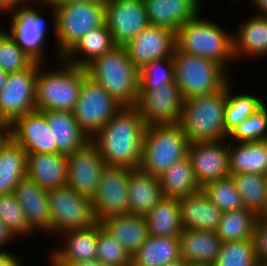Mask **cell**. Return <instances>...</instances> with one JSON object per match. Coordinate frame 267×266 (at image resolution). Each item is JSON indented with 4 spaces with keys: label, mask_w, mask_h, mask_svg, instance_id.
Segmentation results:
<instances>
[{
    "label": "cell",
    "mask_w": 267,
    "mask_h": 266,
    "mask_svg": "<svg viewBox=\"0 0 267 266\" xmlns=\"http://www.w3.org/2000/svg\"><path fill=\"white\" fill-rule=\"evenodd\" d=\"M236 189L241 195L245 209L255 212L259 217H266V176L255 173L230 174Z\"/></svg>",
    "instance_id": "obj_37"
},
{
    "label": "cell",
    "mask_w": 267,
    "mask_h": 266,
    "mask_svg": "<svg viewBox=\"0 0 267 266\" xmlns=\"http://www.w3.org/2000/svg\"><path fill=\"white\" fill-rule=\"evenodd\" d=\"M189 145L179 124L147 126L139 168L160 177L173 163L187 155Z\"/></svg>",
    "instance_id": "obj_8"
},
{
    "label": "cell",
    "mask_w": 267,
    "mask_h": 266,
    "mask_svg": "<svg viewBox=\"0 0 267 266\" xmlns=\"http://www.w3.org/2000/svg\"><path fill=\"white\" fill-rule=\"evenodd\" d=\"M14 194L24 211L29 227L37 236L44 234L51 239L52 219L48 191L41 188L34 180L24 177L15 187Z\"/></svg>",
    "instance_id": "obj_22"
},
{
    "label": "cell",
    "mask_w": 267,
    "mask_h": 266,
    "mask_svg": "<svg viewBox=\"0 0 267 266\" xmlns=\"http://www.w3.org/2000/svg\"><path fill=\"white\" fill-rule=\"evenodd\" d=\"M252 240L258 263L267 266V217L258 218Z\"/></svg>",
    "instance_id": "obj_46"
},
{
    "label": "cell",
    "mask_w": 267,
    "mask_h": 266,
    "mask_svg": "<svg viewBox=\"0 0 267 266\" xmlns=\"http://www.w3.org/2000/svg\"><path fill=\"white\" fill-rule=\"evenodd\" d=\"M138 70L155 60L170 58L176 49V33L148 25L124 46Z\"/></svg>",
    "instance_id": "obj_18"
},
{
    "label": "cell",
    "mask_w": 267,
    "mask_h": 266,
    "mask_svg": "<svg viewBox=\"0 0 267 266\" xmlns=\"http://www.w3.org/2000/svg\"><path fill=\"white\" fill-rule=\"evenodd\" d=\"M145 122L135 106L122 108L91 139L110 167L139 168Z\"/></svg>",
    "instance_id": "obj_1"
},
{
    "label": "cell",
    "mask_w": 267,
    "mask_h": 266,
    "mask_svg": "<svg viewBox=\"0 0 267 266\" xmlns=\"http://www.w3.org/2000/svg\"><path fill=\"white\" fill-rule=\"evenodd\" d=\"M35 0H0V17L4 14L27 4L33 3Z\"/></svg>",
    "instance_id": "obj_49"
},
{
    "label": "cell",
    "mask_w": 267,
    "mask_h": 266,
    "mask_svg": "<svg viewBox=\"0 0 267 266\" xmlns=\"http://www.w3.org/2000/svg\"><path fill=\"white\" fill-rule=\"evenodd\" d=\"M187 155L201 188L230 176L227 139L191 143Z\"/></svg>",
    "instance_id": "obj_17"
},
{
    "label": "cell",
    "mask_w": 267,
    "mask_h": 266,
    "mask_svg": "<svg viewBox=\"0 0 267 266\" xmlns=\"http://www.w3.org/2000/svg\"><path fill=\"white\" fill-rule=\"evenodd\" d=\"M180 257L186 263L212 265L222 246L215 231L183 229L179 236Z\"/></svg>",
    "instance_id": "obj_28"
},
{
    "label": "cell",
    "mask_w": 267,
    "mask_h": 266,
    "mask_svg": "<svg viewBox=\"0 0 267 266\" xmlns=\"http://www.w3.org/2000/svg\"><path fill=\"white\" fill-rule=\"evenodd\" d=\"M96 260L106 266H131L132 256L125 247L108 234L98 222V245Z\"/></svg>",
    "instance_id": "obj_42"
},
{
    "label": "cell",
    "mask_w": 267,
    "mask_h": 266,
    "mask_svg": "<svg viewBox=\"0 0 267 266\" xmlns=\"http://www.w3.org/2000/svg\"><path fill=\"white\" fill-rule=\"evenodd\" d=\"M0 126H8L0 117Z\"/></svg>",
    "instance_id": "obj_57"
},
{
    "label": "cell",
    "mask_w": 267,
    "mask_h": 266,
    "mask_svg": "<svg viewBox=\"0 0 267 266\" xmlns=\"http://www.w3.org/2000/svg\"><path fill=\"white\" fill-rule=\"evenodd\" d=\"M14 241L18 242V244L19 242H22L3 222L0 221V251H5V249L8 251L10 250V246L18 245L14 244Z\"/></svg>",
    "instance_id": "obj_47"
},
{
    "label": "cell",
    "mask_w": 267,
    "mask_h": 266,
    "mask_svg": "<svg viewBox=\"0 0 267 266\" xmlns=\"http://www.w3.org/2000/svg\"><path fill=\"white\" fill-rule=\"evenodd\" d=\"M45 1L49 5H52L54 8L75 2H106V0H45Z\"/></svg>",
    "instance_id": "obj_52"
},
{
    "label": "cell",
    "mask_w": 267,
    "mask_h": 266,
    "mask_svg": "<svg viewBox=\"0 0 267 266\" xmlns=\"http://www.w3.org/2000/svg\"><path fill=\"white\" fill-rule=\"evenodd\" d=\"M8 75H9V73L0 69V90L5 85Z\"/></svg>",
    "instance_id": "obj_54"
},
{
    "label": "cell",
    "mask_w": 267,
    "mask_h": 266,
    "mask_svg": "<svg viewBox=\"0 0 267 266\" xmlns=\"http://www.w3.org/2000/svg\"><path fill=\"white\" fill-rule=\"evenodd\" d=\"M203 11L179 27L176 33V48L214 61L234 77V72L230 70L232 66L235 67L232 64L235 62L233 30L229 27L226 29V26L223 27L217 20L203 16Z\"/></svg>",
    "instance_id": "obj_3"
},
{
    "label": "cell",
    "mask_w": 267,
    "mask_h": 266,
    "mask_svg": "<svg viewBox=\"0 0 267 266\" xmlns=\"http://www.w3.org/2000/svg\"><path fill=\"white\" fill-rule=\"evenodd\" d=\"M54 9L56 50L62 58L86 33L106 24L105 2H75Z\"/></svg>",
    "instance_id": "obj_9"
},
{
    "label": "cell",
    "mask_w": 267,
    "mask_h": 266,
    "mask_svg": "<svg viewBox=\"0 0 267 266\" xmlns=\"http://www.w3.org/2000/svg\"><path fill=\"white\" fill-rule=\"evenodd\" d=\"M51 266H106L98 260L82 261L76 263H48Z\"/></svg>",
    "instance_id": "obj_51"
},
{
    "label": "cell",
    "mask_w": 267,
    "mask_h": 266,
    "mask_svg": "<svg viewBox=\"0 0 267 266\" xmlns=\"http://www.w3.org/2000/svg\"><path fill=\"white\" fill-rule=\"evenodd\" d=\"M67 166V185L79 195L92 200L106 166L98 146L92 140L88 141L83 147L67 155Z\"/></svg>",
    "instance_id": "obj_15"
},
{
    "label": "cell",
    "mask_w": 267,
    "mask_h": 266,
    "mask_svg": "<svg viewBox=\"0 0 267 266\" xmlns=\"http://www.w3.org/2000/svg\"><path fill=\"white\" fill-rule=\"evenodd\" d=\"M9 137L27 154L56 153V141L41 111L16 118L9 126Z\"/></svg>",
    "instance_id": "obj_19"
},
{
    "label": "cell",
    "mask_w": 267,
    "mask_h": 266,
    "mask_svg": "<svg viewBox=\"0 0 267 266\" xmlns=\"http://www.w3.org/2000/svg\"><path fill=\"white\" fill-rule=\"evenodd\" d=\"M52 219V238L77 229H88L97 224L91 199L79 195L68 185L48 191Z\"/></svg>",
    "instance_id": "obj_10"
},
{
    "label": "cell",
    "mask_w": 267,
    "mask_h": 266,
    "mask_svg": "<svg viewBox=\"0 0 267 266\" xmlns=\"http://www.w3.org/2000/svg\"><path fill=\"white\" fill-rule=\"evenodd\" d=\"M172 57L155 60L139 70V90H151L174 82Z\"/></svg>",
    "instance_id": "obj_45"
},
{
    "label": "cell",
    "mask_w": 267,
    "mask_h": 266,
    "mask_svg": "<svg viewBox=\"0 0 267 266\" xmlns=\"http://www.w3.org/2000/svg\"><path fill=\"white\" fill-rule=\"evenodd\" d=\"M266 179H267V175H266ZM266 217H267V196H266Z\"/></svg>",
    "instance_id": "obj_59"
},
{
    "label": "cell",
    "mask_w": 267,
    "mask_h": 266,
    "mask_svg": "<svg viewBox=\"0 0 267 266\" xmlns=\"http://www.w3.org/2000/svg\"><path fill=\"white\" fill-rule=\"evenodd\" d=\"M163 266H186V262L183 259H180L178 261L164 264Z\"/></svg>",
    "instance_id": "obj_55"
},
{
    "label": "cell",
    "mask_w": 267,
    "mask_h": 266,
    "mask_svg": "<svg viewBox=\"0 0 267 266\" xmlns=\"http://www.w3.org/2000/svg\"><path fill=\"white\" fill-rule=\"evenodd\" d=\"M183 104L180 88L174 81L156 89L139 90L135 107L147 127L179 124Z\"/></svg>",
    "instance_id": "obj_13"
},
{
    "label": "cell",
    "mask_w": 267,
    "mask_h": 266,
    "mask_svg": "<svg viewBox=\"0 0 267 266\" xmlns=\"http://www.w3.org/2000/svg\"><path fill=\"white\" fill-rule=\"evenodd\" d=\"M227 84L217 92L184 100L179 125L190 144L225 139Z\"/></svg>",
    "instance_id": "obj_6"
},
{
    "label": "cell",
    "mask_w": 267,
    "mask_h": 266,
    "mask_svg": "<svg viewBox=\"0 0 267 266\" xmlns=\"http://www.w3.org/2000/svg\"><path fill=\"white\" fill-rule=\"evenodd\" d=\"M183 229L216 231L222 211L201 189L198 193L178 199Z\"/></svg>",
    "instance_id": "obj_26"
},
{
    "label": "cell",
    "mask_w": 267,
    "mask_h": 266,
    "mask_svg": "<svg viewBox=\"0 0 267 266\" xmlns=\"http://www.w3.org/2000/svg\"><path fill=\"white\" fill-rule=\"evenodd\" d=\"M259 216L248 209L223 212L216 229L223 242L251 240Z\"/></svg>",
    "instance_id": "obj_38"
},
{
    "label": "cell",
    "mask_w": 267,
    "mask_h": 266,
    "mask_svg": "<svg viewBox=\"0 0 267 266\" xmlns=\"http://www.w3.org/2000/svg\"><path fill=\"white\" fill-rule=\"evenodd\" d=\"M42 8L44 9L43 11H49L48 13L51 17L49 20L52 22L51 27V24L47 22L48 19H45L47 16H44L45 13L42 14L41 12ZM5 15H9V17L6 18H9L8 24L10 26L4 29L7 30L16 44L33 60V62L44 64L51 62L49 59L52 58H54L52 59L53 62L62 59L56 50L55 9L52 5H49L45 0H35L31 4L18 7ZM49 28L52 32L49 31ZM50 33H53L54 36L49 39L48 36ZM52 38H54V51H52L54 55L51 58V56H49L51 54L47 52V46H50L49 40ZM46 42H48V45ZM47 56L50 58L47 59Z\"/></svg>",
    "instance_id": "obj_2"
},
{
    "label": "cell",
    "mask_w": 267,
    "mask_h": 266,
    "mask_svg": "<svg viewBox=\"0 0 267 266\" xmlns=\"http://www.w3.org/2000/svg\"><path fill=\"white\" fill-rule=\"evenodd\" d=\"M26 166V151L9 137L0 147V194L14 193Z\"/></svg>",
    "instance_id": "obj_33"
},
{
    "label": "cell",
    "mask_w": 267,
    "mask_h": 266,
    "mask_svg": "<svg viewBox=\"0 0 267 266\" xmlns=\"http://www.w3.org/2000/svg\"><path fill=\"white\" fill-rule=\"evenodd\" d=\"M242 19L236 24L235 30L233 29L235 64L241 60L248 63L262 59V62L267 61V16L251 12V15Z\"/></svg>",
    "instance_id": "obj_21"
},
{
    "label": "cell",
    "mask_w": 267,
    "mask_h": 266,
    "mask_svg": "<svg viewBox=\"0 0 267 266\" xmlns=\"http://www.w3.org/2000/svg\"><path fill=\"white\" fill-rule=\"evenodd\" d=\"M13 250L0 251V266H26V261ZM25 264V265H24Z\"/></svg>",
    "instance_id": "obj_48"
},
{
    "label": "cell",
    "mask_w": 267,
    "mask_h": 266,
    "mask_svg": "<svg viewBox=\"0 0 267 266\" xmlns=\"http://www.w3.org/2000/svg\"><path fill=\"white\" fill-rule=\"evenodd\" d=\"M51 64H54V67L50 63H40L38 68L36 110L73 112L87 71L69 64L63 58Z\"/></svg>",
    "instance_id": "obj_4"
},
{
    "label": "cell",
    "mask_w": 267,
    "mask_h": 266,
    "mask_svg": "<svg viewBox=\"0 0 267 266\" xmlns=\"http://www.w3.org/2000/svg\"><path fill=\"white\" fill-rule=\"evenodd\" d=\"M263 140H267V102L227 136L235 143Z\"/></svg>",
    "instance_id": "obj_43"
},
{
    "label": "cell",
    "mask_w": 267,
    "mask_h": 266,
    "mask_svg": "<svg viewBox=\"0 0 267 266\" xmlns=\"http://www.w3.org/2000/svg\"><path fill=\"white\" fill-rule=\"evenodd\" d=\"M229 2H237L238 0H228Z\"/></svg>",
    "instance_id": "obj_60"
},
{
    "label": "cell",
    "mask_w": 267,
    "mask_h": 266,
    "mask_svg": "<svg viewBox=\"0 0 267 266\" xmlns=\"http://www.w3.org/2000/svg\"><path fill=\"white\" fill-rule=\"evenodd\" d=\"M3 22H1L0 20V31L4 28L3 26H5L4 24H2ZM2 25V26H1Z\"/></svg>",
    "instance_id": "obj_58"
},
{
    "label": "cell",
    "mask_w": 267,
    "mask_h": 266,
    "mask_svg": "<svg viewBox=\"0 0 267 266\" xmlns=\"http://www.w3.org/2000/svg\"><path fill=\"white\" fill-rule=\"evenodd\" d=\"M40 63L9 73L0 90V117L9 126L16 118L36 110V83Z\"/></svg>",
    "instance_id": "obj_12"
},
{
    "label": "cell",
    "mask_w": 267,
    "mask_h": 266,
    "mask_svg": "<svg viewBox=\"0 0 267 266\" xmlns=\"http://www.w3.org/2000/svg\"><path fill=\"white\" fill-rule=\"evenodd\" d=\"M186 266H211V265L199 264V263H186Z\"/></svg>",
    "instance_id": "obj_56"
},
{
    "label": "cell",
    "mask_w": 267,
    "mask_h": 266,
    "mask_svg": "<svg viewBox=\"0 0 267 266\" xmlns=\"http://www.w3.org/2000/svg\"><path fill=\"white\" fill-rule=\"evenodd\" d=\"M234 77L227 83V97L225 108V139L227 136L242 124L247 117L253 115L267 101L263 99L262 94L251 93L252 89L236 92L237 87L233 83ZM234 84V86H233ZM236 89V90H235ZM248 91V92H244Z\"/></svg>",
    "instance_id": "obj_32"
},
{
    "label": "cell",
    "mask_w": 267,
    "mask_h": 266,
    "mask_svg": "<svg viewBox=\"0 0 267 266\" xmlns=\"http://www.w3.org/2000/svg\"><path fill=\"white\" fill-rule=\"evenodd\" d=\"M0 221L21 241L34 238L37 234L29 227L24 211L14 193L0 194Z\"/></svg>",
    "instance_id": "obj_39"
},
{
    "label": "cell",
    "mask_w": 267,
    "mask_h": 266,
    "mask_svg": "<svg viewBox=\"0 0 267 266\" xmlns=\"http://www.w3.org/2000/svg\"><path fill=\"white\" fill-rule=\"evenodd\" d=\"M54 238L52 242L55 240L59 245L56 243L57 247L52 246L50 250L46 249L47 254L45 252V255H48L46 263H76L96 260L98 223L88 229L62 232Z\"/></svg>",
    "instance_id": "obj_20"
},
{
    "label": "cell",
    "mask_w": 267,
    "mask_h": 266,
    "mask_svg": "<svg viewBox=\"0 0 267 266\" xmlns=\"http://www.w3.org/2000/svg\"><path fill=\"white\" fill-rule=\"evenodd\" d=\"M201 189L222 212L244 208L241 195L230 176L208 182Z\"/></svg>",
    "instance_id": "obj_40"
},
{
    "label": "cell",
    "mask_w": 267,
    "mask_h": 266,
    "mask_svg": "<svg viewBox=\"0 0 267 266\" xmlns=\"http://www.w3.org/2000/svg\"><path fill=\"white\" fill-rule=\"evenodd\" d=\"M115 46L109 28L104 24L86 33L63 59L69 64L85 68Z\"/></svg>",
    "instance_id": "obj_31"
},
{
    "label": "cell",
    "mask_w": 267,
    "mask_h": 266,
    "mask_svg": "<svg viewBox=\"0 0 267 266\" xmlns=\"http://www.w3.org/2000/svg\"><path fill=\"white\" fill-rule=\"evenodd\" d=\"M172 61L175 82L184 100L217 92L233 78L220 64L177 48Z\"/></svg>",
    "instance_id": "obj_7"
},
{
    "label": "cell",
    "mask_w": 267,
    "mask_h": 266,
    "mask_svg": "<svg viewBox=\"0 0 267 266\" xmlns=\"http://www.w3.org/2000/svg\"><path fill=\"white\" fill-rule=\"evenodd\" d=\"M67 169L65 154H27L26 177L46 191L67 185Z\"/></svg>",
    "instance_id": "obj_24"
},
{
    "label": "cell",
    "mask_w": 267,
    "mask_h": 266,
    "mask_svg": "<svg viewBox=\"0 0 267 266\" xmlns=\"http://www.w3.org/2000/svg\"><path fill=\"white\" fill-rule=\"evenodd\" d=\"M244 0H238L237 2H231V4L236 5L235 8H240L239 6L244 5L243 2ZM248 1L249 5L251 6V11L252 13L259 14L262 16H267V0H246ZM241 2V3H239ZM240 4V5H239Z\"/></svg>",
    "instance_id": "obj_50"
},
{
    "label": "cell",
    "mask_w": 267,
    "mask_h": 266,
    "mask_svg": "<svg viewBox=\"0 0 267 266\" xmlns=\"http://www.w3.org/2000/svg\"><path fill=\"white\" fill-rule=\"evenodd\" d=\"M159 179L165 197L179 199L201 190L188 155L173 163Z\"/></svg>",
    "instance_id": "obj_35"
},
{
    "label": "cell",
    "mask_w": 267,
    "mask_h": 266,
    "mask_svg": "<svg viewBox=\"0 0 267 266\" xmlns=\"http://www.w3.org/2000/svg\"><path fill=\"white\" fill-rule=\"evenodd\" d=\"M149 234L160 237H179L183 232L178 199L163 197L145 216Z\"/></svg>",
    "instance_id": "obj_36"
},
{
    "label": "cell",
    "mask_w": 267,
    "mask_h": 266,
    "mask_svg": "<svg viewBox=\"0 0 267 266\" xmlns=\"http://www.w3.org/2000/svg\"><path fill=\"white\" fill-rule=\"evenodd\" d=\"M129 176L128 168L105 166L102 170L96 195L91 200L97 222L128 214Z\"/></svg>",
    "instance_id": "obj_14"
},
{
    "label": "cell",
    "mask_w": 267,
    "mask_h": 266,
    "mask_svg": "<svg viewBox=\"0 0 267 266\" xmlns=\"http://www.w3.org/2000/svg\"><path fill=\"white\" fill-rule=\"evenodd\" d=\"M87 75L97 81L122 106H135L139 93V70L124 46L116 45L85 67Z\"/></svg>",
    "instance_id": "obj_5"
},
{
    "label": "cell",
    "mask_w": 267,
    "mask_h": 266,
    "mask_svg": "<svg viewBox=\"0 0 267 266\" xmlns=\"http://www.w3.org/2000/svg\"><path fill=\"white\" fill-rule=\"evenodd\" d=\"M105 5V23L115 45L125 46L150 25L143 0H106Z\"/></svg>",
    "instance_id": "obj_16"
},
{
    "label": "cell",
    "mask_w": 267,
    "mask_h": 266,
    "mask_svg": "<svg viewBox=\"0 0 267 266\" xmlns=\"http://www.w3.org/2000/svg\"><path fill=\"white\" fill-rule=\"evenodd\" d=\"M9 138V127L0 126V147Z\"/></svg>",
    "instance_id": "obj_53"
},
{
    "label": "cell",
    "mask_w": 267,
    "mask_h": 266,
    "mask_svg": "<svg viewBox=\"0 0 267 266\" xmlns=\"http://www.w3.org/2000/svg\"><path fill=\"white\" fill-rule=\"evenodd\" d=\"M230 174L255 173L267 175V140L228 142Z\"/></svg>",
    "instance_id": "obj_30"
},
{
    "label": "cell",
    "mask_w": 267,
    "mask_h": 266,
    "mask_svg": "<svg viewBox=\"0 0 267 266\" xmlns=\"http://www.w3.org/2000/svg\"><path fill=\"white\" fill-rule=\"evenodd\" d=\"M100 225L109 235L117 239L133 256L150 236L145 216L124 214L107 217Z\"/></svg>",
    "instance_id": "obj_27"
},
{
    "label": "cell",
    "mask_w": 267,
    "mask_h": 266,
    "mask_svg": "<svg viewBox=\"0 0 267 266\" xmlns=\"http://www.w3.org/2000/svg\"><path fill=\"white\" fill-rule=\"evenodd\" d=\"M121 108L122 105L97 81L86 75L73 115L91 140Z\"/></svg>",
    "instance_id": "obj_11"
},
{
    "label": "cell",
    "mask_w": 267,
    "mask_h": 266,
    "mask_svg": "<svg viewBox=\"0 0 267 266\" xmlns=\"http://www.w3.org/2000/svg\"><path fill=\"white\" fill-rule=\"evenodd\" d=\"M56 141V153L71 154L83 147L90 139L81 130L73 112L48 110L41 111Z\"/></svg>",
    "instance_id": "obj_29"
},
{
    "label": "cell",
    "mask_w": 267,
    "mask_h": 266,
    "mask_svg": "<svg viewBox=\"0 0 267 266\" xmlns=\"http://www.w3.org/2000/svg\"><path fill=\"white\" fill-rule=\"evenodd\" d=\"M180 259L179 237L150 235L132 256L131 266H163Z\"/></svg>",
    "instance_id": "obj_34"
},
{
    "label": "cell",
    "mask_w": 267,
    "mask_h": 266,
    "mask_svg": "<svg viewBox=\"0 0 267 266\" xmlns=\"http://www.w3.org/2000/svg\"><path fill=\"white\" fill-rule=\"evenodd\" d=\"M143 1L150 25L162 27L175 33H177L180 26L195 18L205 8V5H203L205 4L204 0Z\"/></svg>",
    "instance_id": "obj_23"
},
{
    "label": "cell",
    "mask_w": 267,
    "mask_h": 266,
    "mask_svg": "<svg viewBox=\"0 0 267 266\" xmlns=\"http://www.w3.org/2000/svg\"><path fill=\"white\" fill-rule=\"evenodd\" d=\"M211 266H260L253 240L223 242Z\"/></svg>",
    "instance_id": "obj_41"
},
{
    "label": "cell",
    "mask_w": 267,
    "mask_h": 266,
    "mask_svg": "<svg viewBox=\"0 0 267 266\" xmlns=\"http://www.w3.org/2000/svg\"><path fill=\"white\" fill-rule=\"evenodd\" d=\"M33 60L16 44L9 33L0 31V69L7 73L20 72L27 69Z\"/></svg>",
    "instance_id": "obj_44"
},
{
    "label": "cell",
    "mask_w": 267,
    "mask_h": 266,
    "mask_svg": "<svg viewBox=\"0 0 267 266\" xmlns=\"http://www.w3.org/2000/svg\"><path fill=\"white\" fill-rule=\"evenodd\" d=\"M163 197L159 177L140 168L130 169L128 213L146 216Z\"/></svg>",
    "instance_id": "obj_25"
}]
</instances>
